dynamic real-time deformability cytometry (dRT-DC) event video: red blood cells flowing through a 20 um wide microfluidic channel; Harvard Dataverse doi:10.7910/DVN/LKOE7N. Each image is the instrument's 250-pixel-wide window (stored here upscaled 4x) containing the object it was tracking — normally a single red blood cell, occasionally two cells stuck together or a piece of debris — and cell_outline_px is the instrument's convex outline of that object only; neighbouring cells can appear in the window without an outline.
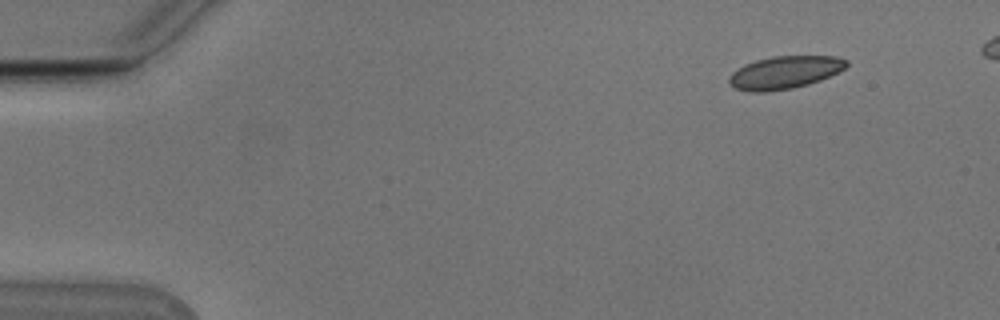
{"species": "Egyptian fruit bat (a non-hibernating species)", "species_latin": "Rousettus aegyptiacus", "temperature_condition": "cold", "stored_images_in_passage": 48, "camera_frame_rate_fps": 3000, "um_per_image_px": 0.085, "animal": {"sex": "male"}, "frame": {"image": 1, "passage_image": 1, "time_ms": 0.0, "image_size_px": [1000, 320], "cell_outline_px": [[848, 64], [844, 68], [820, 80], [808, 84], [792, 88], [768, 92], [748, 92], [736, 88], [728, 84], [728, 76], [732, 72], [744, 64], [756, 60], [772, 56], [836, 56], [848, 60]], "centroid_in_image_um": [66.65, 6.16], "position_along_channel_um": 18.4, "area_um2": 22.43}}
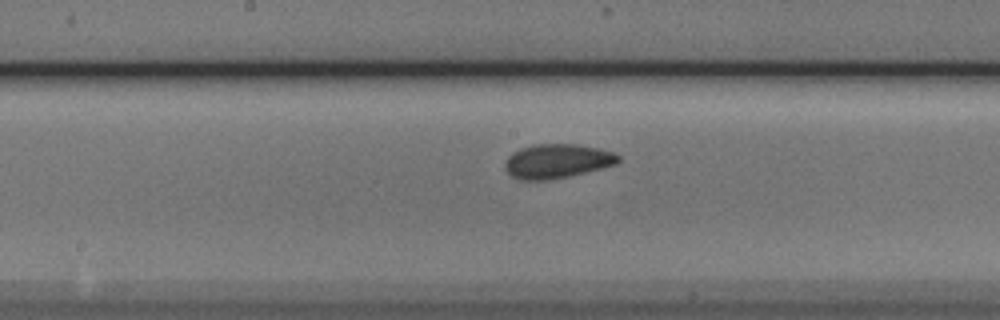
{"frame": {"image": 2, "passage_image": 24, "time_ms": 7.667, "image_size_px": [1000, 320], "cell_outline_px": [[620, 160], [616, 164], [568, 176], [548, 180], [520, 180], [512, 176], [504, 168], [504, 164], [508, 156], [512, 152], [520, 148], [532, 144], [576, 144], [596, 148], [612, 152], [620, 156]], "centroid_in_image_um": [47.3, 13.69], "position_along_channel_um": 200.9, "area_um2": 22.48}}
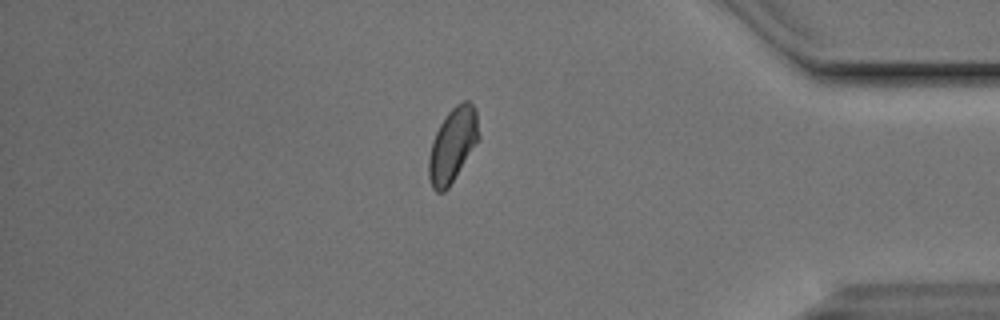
{"frame": {"image": 3, "passage_image": 42, "time_ms": 13.667, "image_size_px": [1000, 320], "cell_outline_px": [[480, 136], [448, 188], [444, 192], [436, 192], [432, 188], [428, 176], [428, 160], [432, 140], [440, 124], [448, 112], [456, 104], [464, 100], [468, 100], [476, 108]], "centroid_in_image_um": [38.46, 12.3], "position_along_channel_um": 396.7, "area_um2": 21.44}}